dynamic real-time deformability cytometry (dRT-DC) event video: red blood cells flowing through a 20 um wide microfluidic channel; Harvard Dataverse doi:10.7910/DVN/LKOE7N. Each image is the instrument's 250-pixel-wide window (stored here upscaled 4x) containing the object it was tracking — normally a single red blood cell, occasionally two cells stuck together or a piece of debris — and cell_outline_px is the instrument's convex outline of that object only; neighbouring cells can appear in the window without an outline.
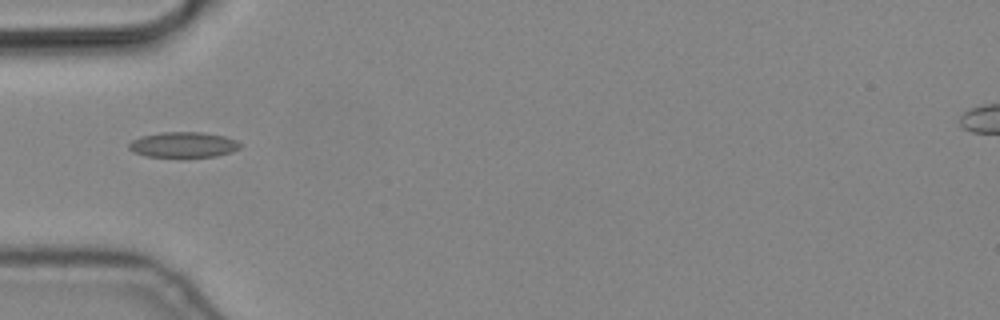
{"species": "common noctule bat (a hibernating species)", "species_latin": "Nyctalus noctula", "temperature_condition": "cold", "stored_images_in_passage": 9, "camera_frame_rate_fps": 3000, "um_per_image_px": 0.085, "animal": {"sex": "male", "body_mass_g": 19.2, "forearm_length_mm": 51.8}, "frame": {"image": 1, "passage_image": 4, "time_ms": 1.0, "image_size_px": [1000, 320], "cell_outline_px": [[240, 148], [232, 152], [216, 156], [180, 160], [144, 156], [132, 152], [128, 148], [128, 144], [132, 140], [140, 136], [160, 132], [204, 132], [224, 136], [236, 140], [240, 144]], "centroid_in_image_um": [15.54, 12.35], "position_along_channel_um": 69.5, "area_um2": 17.51}}
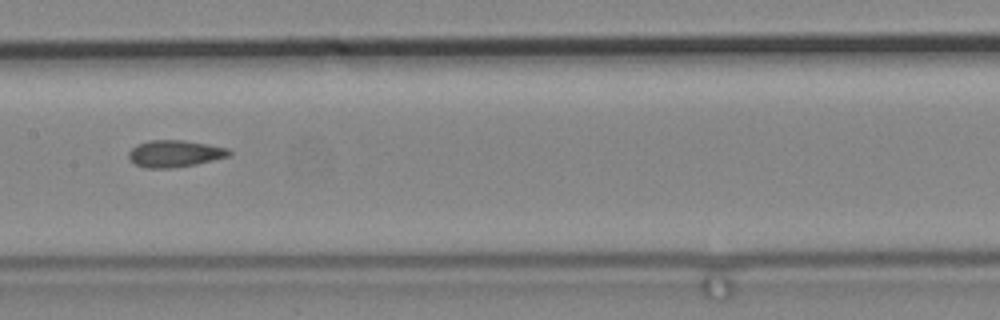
{"frame": {"image": 2, "passage_image": 7, "time_ms": 2.0, "image_size_px": [1000, 320], "cell_outline_px": [[232, 156], [196, 164], [172, 168], [148, 168], [136, 164], [128, 160], [128, 152], [136, 144], [148, 140], [184, 140], [208, 144], [228, 148], [232, 152]], "centroid_in_image_um": [14.86, 13.05], "position_along_channel_um": 192.5, "area_um2": 15.95}}
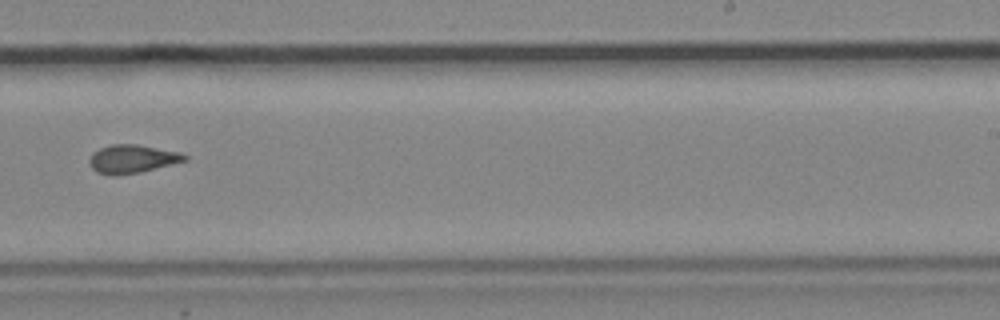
{"frame": {"image": 3, "passage_image": 9, "time_ms": 2.667, "image_size_px": [1000, 320], "cell_outline_px": [[188, 160], [140, 172], [116, 176], [112, 176], [96, 172], [88, 164], [88, 160], [92, 152], [100, 148], [112, 144], [136, 144], [180, 152], [188, 156]], "centroid_in_image_um": [11.2, 13.51], "position_along_channel_um": 277.8, "area_um2": 15.9}}